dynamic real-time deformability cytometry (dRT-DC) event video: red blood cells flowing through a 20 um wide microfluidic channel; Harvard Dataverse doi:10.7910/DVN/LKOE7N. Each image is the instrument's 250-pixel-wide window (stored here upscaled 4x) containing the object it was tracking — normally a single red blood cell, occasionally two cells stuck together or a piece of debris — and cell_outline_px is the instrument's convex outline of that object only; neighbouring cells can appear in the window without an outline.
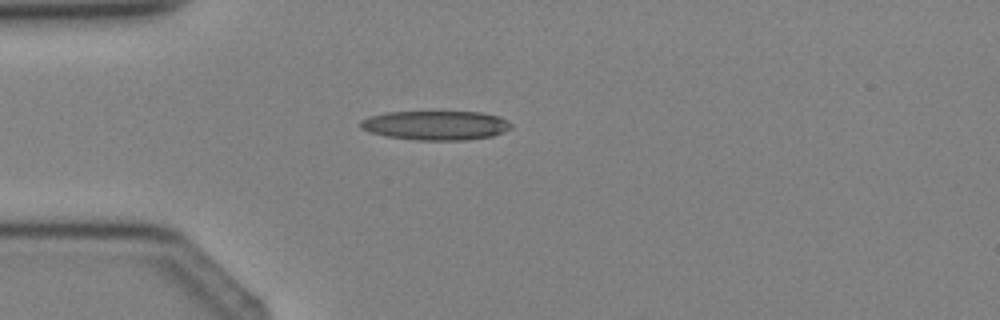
{"species": "Egyptian fruit bat (a non-hibernating species)", "species_latin": "Rousettus aegyptiacus", "temperature_condition": "cold", "stored_images_in_passage": 3, "camera_frame_rate_fps": 3000, "um_per_image_px": 0.085, "animal": {"sex": "female"}, "frame": {"image": 1, "passage_image": 3, "time_ms": 2.333, "image_size_px": [1000, 320], "cell_outline_px": [[512, 128], [504, 132], [492, 136], [468, 140], [416, 140], [388, 136], [368, 132], [360, 128], [360, 120], [368, 116], [384, 112], [480, 112], [500, 116], [508, 120], [512, 124]], "centroid_in_image_um": [37.05, 10.65], "position_along_channel_um": 48.0, "area_um2": 25.95}}